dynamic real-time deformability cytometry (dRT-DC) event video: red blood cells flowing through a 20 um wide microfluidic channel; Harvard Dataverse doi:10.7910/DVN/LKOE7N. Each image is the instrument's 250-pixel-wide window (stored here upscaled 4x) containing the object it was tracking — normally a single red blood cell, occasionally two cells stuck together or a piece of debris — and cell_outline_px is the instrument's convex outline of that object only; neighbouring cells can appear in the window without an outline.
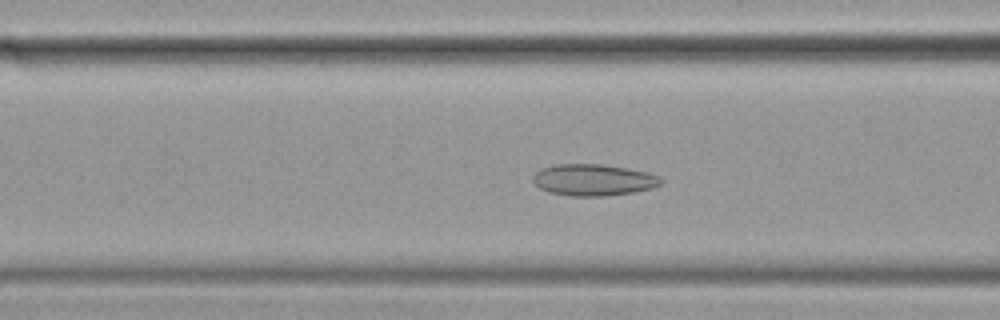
{"species": "common noctule bat (a hibernating species)", "species_latin": "Nyctalus noctula", "temperature_condition": "cold", "stored_images_in_passage": 56, "camera_frame_rate_fps": 3000, "um_per_image_px": 0.085, "animal": {"sex": "female", "body_mass_g": 19.9}, "frame": {"image": 1, "passage_image": 21, "time_ms": 6.667, "image_size_px": [1000, 320], "cell_outline_px": [[664, 180], [660, 184], [652, 188], [636, 192], [604, 196], [572, 196], [548, 192], [540, 188], [532, 180], [532, 176], [540, 168], [556, 164], [604, 164], [628, 168], [648, 172], [660, 176]], "centroid_in_image_um": [50.46, 15.29], "position_along_channel_um": 116.1, "area_um2": 23.81}}
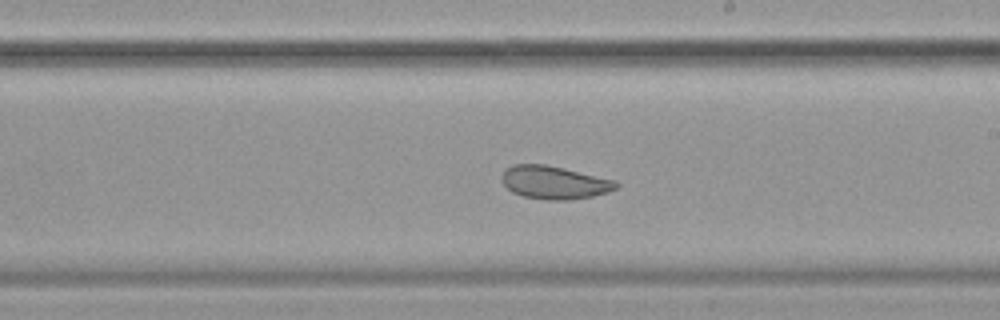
{"frame": {"image": 2, "passage_image": 32, "time_ms": 10.333, "image_size_px": [1000, 320], "cell_outline_px": [[620, 184], [616, 188], [608, 192], [592, 196], [568, 200], [548, 200], [524, 196], [512, 192], [504, 184], [504, 168], [512, 164], [544, 164], [564, 168], [616, 180]], "centroid_in_image_um": [47.14, 15.5], "position_along_channel_um": 241.9, "area_um2": 21.91}}
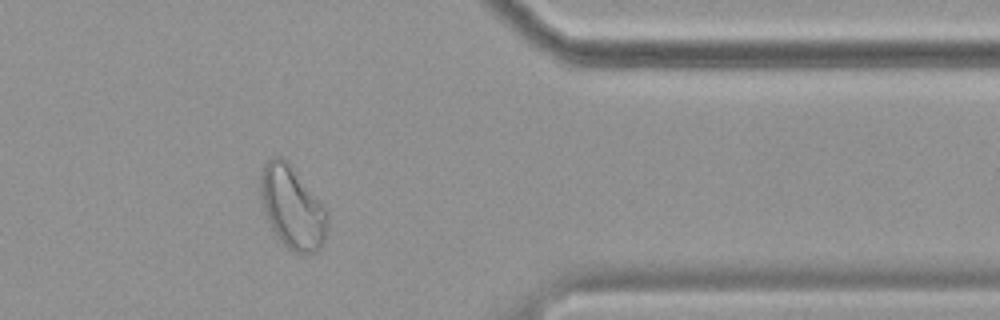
{"frame": {"image": 3, "passage_image": 46, "time_ms": 15.0, "image_size_px": [1000, 320], "cell_outline_px": [[328, 224], [324, 244], [316, 252], [292, 252], [276, 236], [264, 212], [260, 196], [260, 172], [264, 164], [272, 156], [284, 156], [324, 204], [328, 212]], "centroid_in_image_um": [24.85, 17.59], "position_along_channel_um": 386.5, "area_um2": 32.66}, "authors_computed_cell_mechanics": {"area_um2": 27.3683, "velocity_mm_per_s": 3.4419, "shape_relaxation_time_tau1_ms": 9.2228, "shape_relaxation_time_tau2_ms": 2.5983, "deformation_change_tau1": 0.1086, "deformation_change_tau2": 0.0724}}